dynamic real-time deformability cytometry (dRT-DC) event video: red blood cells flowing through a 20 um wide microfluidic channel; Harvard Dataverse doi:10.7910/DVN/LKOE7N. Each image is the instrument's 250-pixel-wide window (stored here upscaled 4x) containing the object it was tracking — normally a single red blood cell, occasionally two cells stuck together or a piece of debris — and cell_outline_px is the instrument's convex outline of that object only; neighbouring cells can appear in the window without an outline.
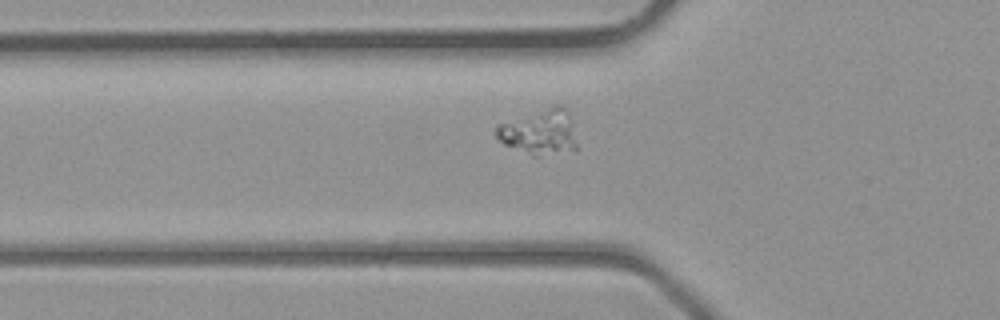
{"species": "common noctule bat (a hibernating species)", "species_latin": "Nyctalus noctula", "temperature_condition": "room temperature", "stored_images_in_passage": 29, "camera_frame_rate_fps": 3000, "um_per_image_px": 0.085, "animal": {"sex": "male", "body_mass_g": 23.1, "forearm_length_mm": 52.7}, "frame": {"image": 1, "passage_image": 4, "time_ms": 1.0, "image_size_px": [1000, 320], "cell_outline_px": [[576, 148], [536, 156], [532, 156], [504, 144], [496, 136], [496, 124], [556, 104], [564, 104], [568, 108], [576, 144]], "centroid_in_image_um": [45.83, 11.17], "position_along_channel_um": 80.0, "area_um2": 21.1}}
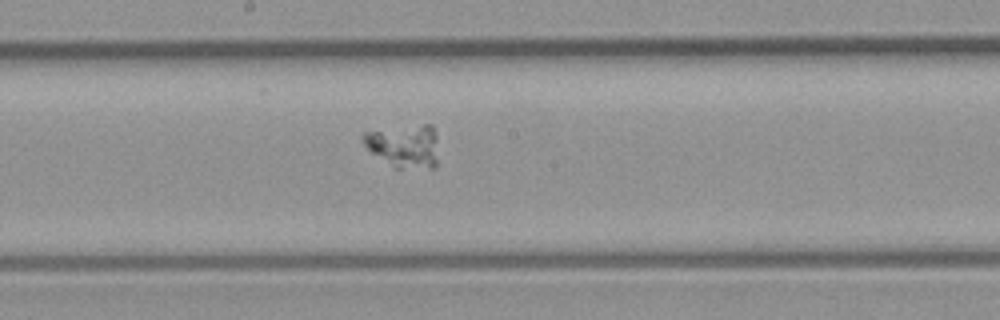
{"frame": {"image": 2, "passage_image": 12, "time_ms": 3.667, "image_size_px": [1000, 320], "cell_outline_px": [[436, 168], [396, 168], [372, 152], [360, 140], [360, 136], [364, 132], [424, 124], [432, 124], [436, 136]], "centroid_in_image_um": [34.36, 12.4], "position_along_channel_um": 213.8, "area_um2": 18.67}}
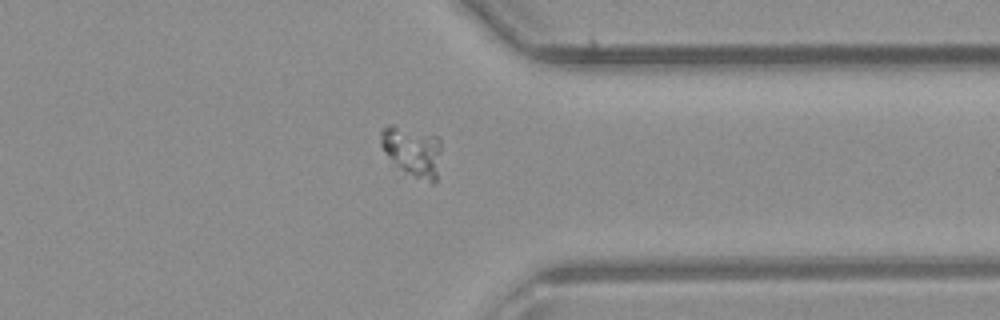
{"frame": {"image": 3, "passage_image": 22, "time_ms": 7.0, "image_size_px": [1000, 320], "cell_outline_px": [[440, 152], [436, 180], [432, 184], [400, 168], [384, 152], [380, 144], [380, 132], [388, 124], [392, 124], [440, 136]], "centroid_in_image_um": [35.05, 12.81], "position_along_channel_um": 376.3, "area_um2": 17.46}}